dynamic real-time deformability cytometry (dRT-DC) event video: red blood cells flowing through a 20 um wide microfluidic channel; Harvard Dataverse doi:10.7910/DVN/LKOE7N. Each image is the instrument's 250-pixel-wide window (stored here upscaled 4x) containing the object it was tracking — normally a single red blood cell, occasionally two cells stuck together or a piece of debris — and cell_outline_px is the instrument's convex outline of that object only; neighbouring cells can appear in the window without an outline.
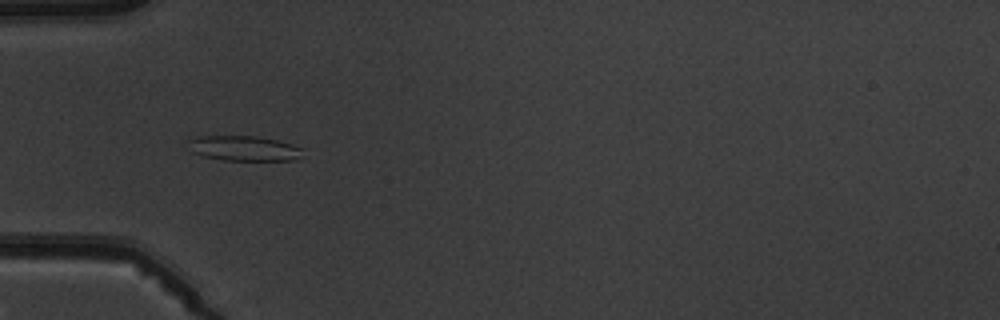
{"species": "common noctule bat (a hibernating species)", "species_latin": "Nyctalus noctula", "temperature_condition": "warm", "stored_images_in_passage": 3, "camera_frame_rate_fps": 3000, "um_per_image_px": 0.085, "animal": {"sex": "male", "body_mass_g": 19.5, "forearm_length_mm": 54.6}, "frame": {"image": 1, "passage_image": 3, "time_ms": 2.333, "image_size_px": [1000, 320], "cell_outline_px": [[304, 148], [300, 156], [292, 160], [224, 160], [204, 156], [192, 152], [188, 140], [200, 136], [256, 136], [276, 140], [292, 144]], "centroid_in_image_um": [20.75, 12.6], "position_along_channel_um": 64.2, "area_um2": 16.53}}